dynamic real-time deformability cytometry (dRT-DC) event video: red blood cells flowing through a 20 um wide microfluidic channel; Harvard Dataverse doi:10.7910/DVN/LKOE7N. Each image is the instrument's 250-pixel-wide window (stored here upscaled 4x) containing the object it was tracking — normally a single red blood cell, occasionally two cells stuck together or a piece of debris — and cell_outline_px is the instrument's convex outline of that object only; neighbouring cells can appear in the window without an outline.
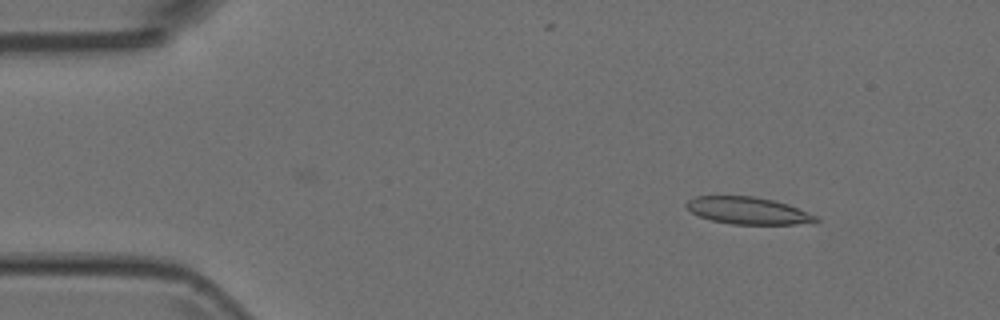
{"species": "Egyptian fruit bat (a non-hibernating species)", "species_latin": "Rousettus aegyptiacus", "temperature_condition": "room temperature", "stored_images_in_passage": 6, "camera_frame_rate_fps": 3000, "um_per_image_px": 0.085, "animal": {"sex": "female"}, "frame": {"image": 1, "passage_image": 1, "time_ms": 0.0, "image_size_px": [1000, 320], "cell_outline_px": [[820, 220], [816, 224], [732, 224], [712, 220], [700, 216], [692, 212], [684, 204], [688, 200], [696, 196], [752, 196], [772, 200], [788, 204], [808, 212], [816, 216]], "centroid_in_image_um": [63.63, 17.91], "position_along_channel_um": 21.4, "area_um2": 20.46}}
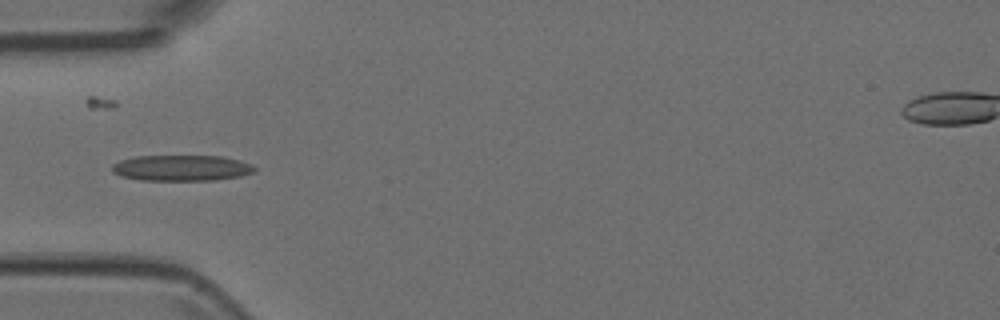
{"frame": {"image": 2, "passage_image": 4, "time_ms": 1.0, "image_size_px": [1000, 320], "cell_outline_px": [[256, 168], [252, 172], [240, 176], [216, 180], [140, 180], [120, 176], [112, 172], [112, 164], [120, 160], [136, 156], [220, 156], [240, 160], [252, 164]], "centroid_in_image_um": [15.41, 14.28], "position_along_channel_um": 69.6, "area_um2": 21.5}}
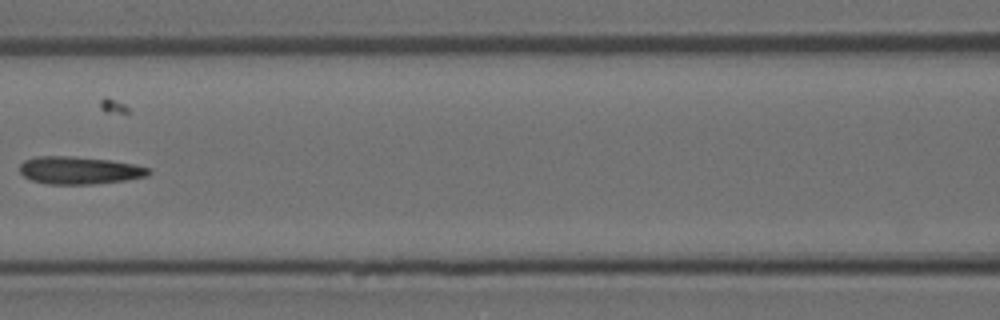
{"frame": {"image": 3, "passage_image": 6, "time_ms": 1.667, "image_size_px": [1000, 320], "cell_outline_px": [[152, 172], [148, 176], [124, 180], [92, 184], [48, 184], [32, 180], [24, 176], [20, 172], [20, 164], [24, 160], [36, 156], [72, 156], [108, 160], [136, 164], [152, 168]], "centroid_in_image_um": [6.77, 14.47], "position_along_channel_um": 159.8, "area_um2": 20.81}}